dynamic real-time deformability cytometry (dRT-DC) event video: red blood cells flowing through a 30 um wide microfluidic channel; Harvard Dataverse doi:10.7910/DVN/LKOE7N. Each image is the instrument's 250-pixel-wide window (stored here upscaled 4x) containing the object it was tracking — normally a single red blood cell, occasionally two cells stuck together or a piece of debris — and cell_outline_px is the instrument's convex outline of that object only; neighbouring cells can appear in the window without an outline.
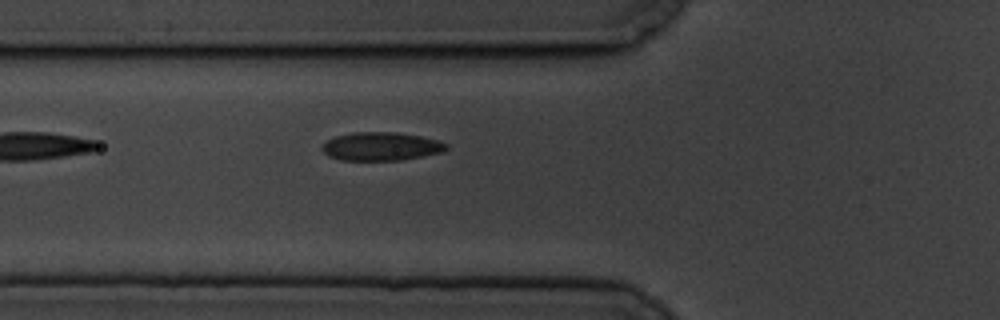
{"species": "common noctule bat (a hibernating species)", "species_latin": "Nyctalus noctula", "temperature_condition": "cold", "stored_images_in_passage": 3, "camera_frame_rate_fps": 3000, "um_per_image_px": 0.085, "animal": {"sex": "male", "body_mass_g": 19.5, "forearm_length_mm": 54.6}, "frame": {"image": 1, "passage_image": 3, "time_ms": 2.333, "image_size_px": [1000, 320], "cell_outline_px": [[448, 148], [444, 152], [404, 160], [340, 160], [328, 156], [320, 148], [328, 140], [336, 136], [356, 132], [396, 132], [420, 136], [436, 140], [448, 144]], "centroid_in_image_um": [32.42, 12.45], "position_along_channel_um": 93.4, "area_um2": 20.58}}